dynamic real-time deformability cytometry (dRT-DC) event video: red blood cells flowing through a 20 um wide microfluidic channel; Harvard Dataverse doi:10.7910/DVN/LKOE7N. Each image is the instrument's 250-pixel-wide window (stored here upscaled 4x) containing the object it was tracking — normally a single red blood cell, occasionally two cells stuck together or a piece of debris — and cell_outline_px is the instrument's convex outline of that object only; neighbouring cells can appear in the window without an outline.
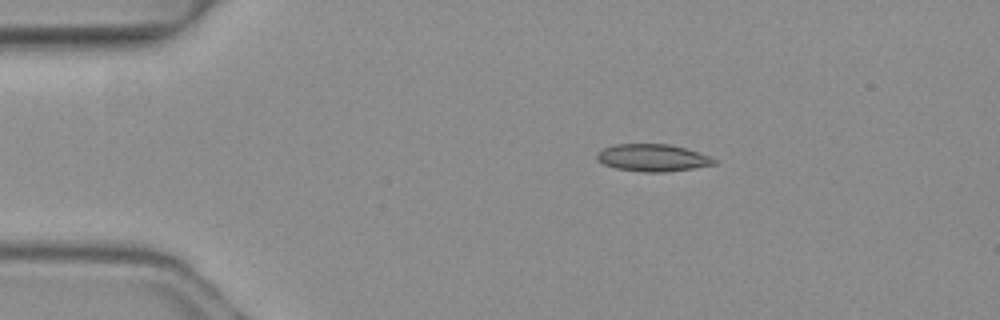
{"species": "common noctule bat (a hibernating species)", "species_latin": "Nyctalus noctula", "temperature_condition": "warm", "stored_images_in_passage": 5, "camera_frame_rate_fps": 3000, "um_per_image_px": 0.085, "animal": {"sex": "female", "body_mass_g": 19.3, "forearm_length_mm": 54.1}, "frame": {"image": 1, "passage_image": 2, "time_ms": 0.333, "image_size_px": [1000, 320], "cell_outline_px": [[716, 164], [692, 168], [664, 172], [644, 172], [616, 168], [604, 164], [596, 160], [596, 152], [612, 144], [668, 144], [684, 148], [708, 156], [716, 160]], "centroid_in_image_um": [55.41, 13.41], "position_along_channel_um": 29.6, "area_um2": 18.44}}
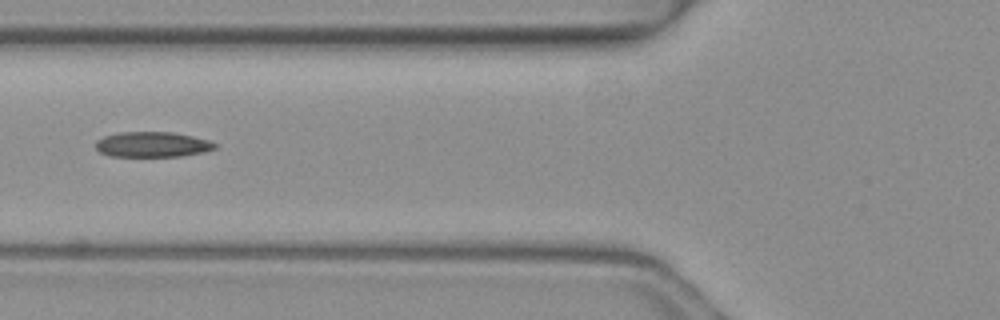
{"frame": {"image": 2, "passage_image": 4, "time_ms": 1.0, "image_size_px": [1000, 320], "cell_outline_px": [[220, 144], [216, 148], [204, 152], [180, 156], [108, 156], [100, 152], [96, 148], [96, 140], [104, 136], [120, 132], [172, 132], [192, 136], [208, 140]], "centroid_in_image_um": [12.97, 12.28], "position_along_channel_um": 112.8, "area_um2": 17.63}}
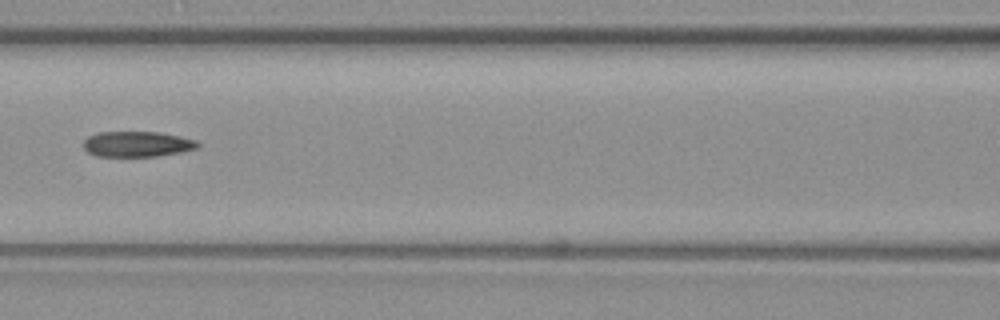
{"frame": {"image": 3, "passage_image": 5, "time_ms": 1.333, "image_size_px": [1000, 320], "cell_outline_px": [[200, 144], [196, 148], [180, 152], [156, 156], [96, 156], [88, 152], [84, 148], [84, 140], [88, 136], [100, 132], [156, 132], [180, 136], [196, 140]], "centroid_in_image_um": [11.64, 12.24], "position_along_channel_um": 155.0, "area_um2": 16.82}}